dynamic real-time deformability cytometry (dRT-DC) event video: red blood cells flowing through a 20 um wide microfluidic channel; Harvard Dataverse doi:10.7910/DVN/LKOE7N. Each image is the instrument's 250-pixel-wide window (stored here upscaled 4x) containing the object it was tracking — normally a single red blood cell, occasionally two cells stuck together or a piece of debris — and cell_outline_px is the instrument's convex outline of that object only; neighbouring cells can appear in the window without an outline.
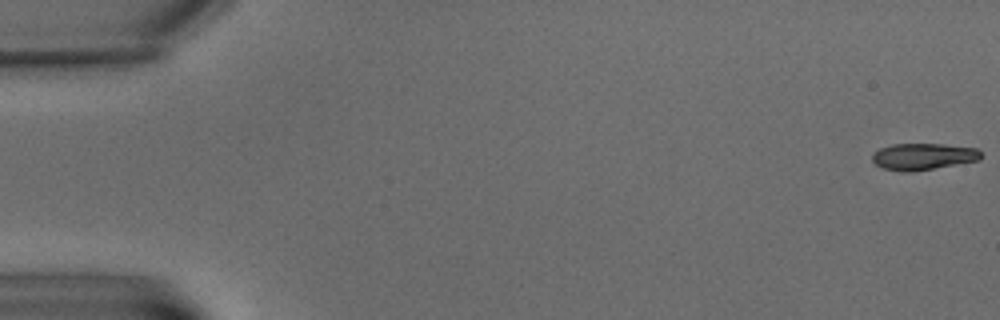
{"species": "common noctule bat (a hibernating species)", "species_latin": "Nyctalus noctula", "temperature_condition": "warm", "stored_images_in_passage": 8, "camera_frame_rate_fps": 3000, "um_per_image_px": 0.085, "animal": {"sex": "male", "body_mass_g": 15.6}, "frame": {"image": 1, "passage_image": 1, "time_ms": 0.0, "image_size_px": [1000, 320], "cell_outline_px": [[980, 156], [976, 160], [912, 172], [904, 172], [884, 168], [876, 164], [872, 160], [872, 152], [880, 148], [892, 144], [944, 144], [976, 148], [980, 152]], "centroid_in_image_um": [78.39, 13.29], "position_along_channel_um": 6.6, "area_um2": 16.59}}
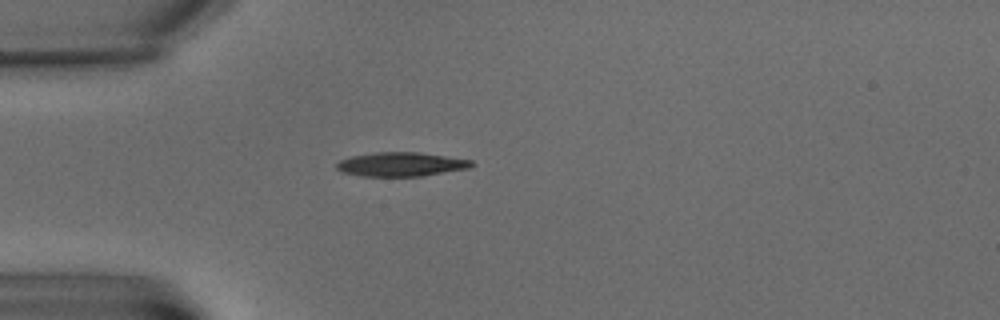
{"frame": {"image": 2, "passage_image": 5, "time_ms": 6.667, "image_size_px": [1000, 320], "cell_outline_px": [[476, 164], [468, 168], [424, 176], [360, 176], [340, 172], [336, 168], [336, 164], [340, 160], [352, 156], [376, 152], [420, 152], [472, 160]], "centroid_in_image_um": [34.08, 13.97], "position_along_channel_um": 50.9, "area_um2": 19.02}}